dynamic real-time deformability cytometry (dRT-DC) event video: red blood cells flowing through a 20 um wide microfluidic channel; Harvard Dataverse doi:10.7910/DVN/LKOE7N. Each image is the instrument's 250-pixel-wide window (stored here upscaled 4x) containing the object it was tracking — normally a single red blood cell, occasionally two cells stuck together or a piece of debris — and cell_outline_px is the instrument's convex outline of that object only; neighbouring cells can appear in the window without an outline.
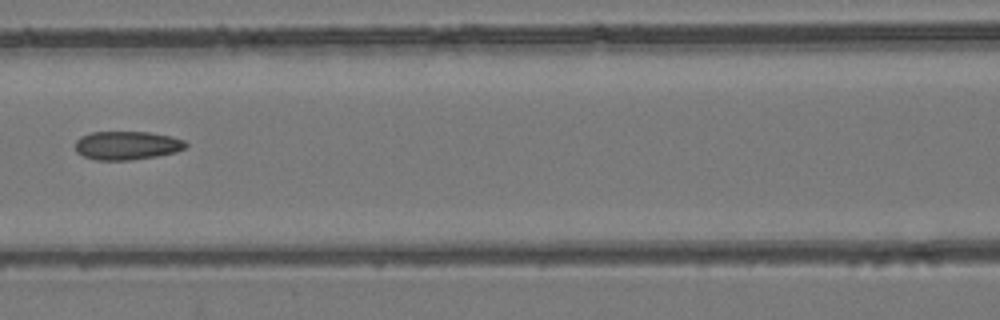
{"species": "common noctule bat (a hibernating species)", "species_latin": "Nyctalus noctula", "temperature_condition": "room temperature", "stored_images_in_passage": 8, "camera_frame_rate_fps": 3000, "um_per_image_px": 0.085, "animal": {"sex": "female", "body_mass_g": 24.6, "forearm_length_mm": 56.2}, "frame": {"image": 1, "passage_image": 8, "time_ms": 8.0, "image_size_px": [1000, 320], "cell_outline_px": [[188, 144], [184, 148], [176, 152], [156, 156], [128, 160], [96, 160], [84, 156], [76, 152], [76, 140], [80, 136], [92, 132], [148, 132], [172, 136], [184, 140]], "centroid_in_image_um": [10.79, 12.36], "position_along_channel_um": 155.8, "area_um2": 18.38}}